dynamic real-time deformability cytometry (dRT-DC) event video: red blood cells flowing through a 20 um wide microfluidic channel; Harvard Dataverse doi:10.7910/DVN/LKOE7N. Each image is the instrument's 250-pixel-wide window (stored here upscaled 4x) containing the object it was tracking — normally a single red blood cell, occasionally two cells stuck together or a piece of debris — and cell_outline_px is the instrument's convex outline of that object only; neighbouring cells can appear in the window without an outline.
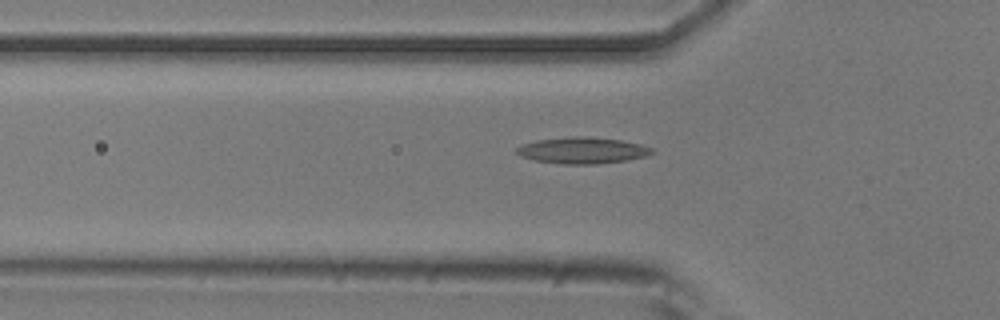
{"species": "common noctule bat (a hibernating species)", "species_latin": "Nyctalus noctula", "temperature_condition": "room temperature", "stored_images_in_passage": 43, "camera_frame_rate_fps": 3000, "um_per_image_px": 0.085, "animal": {"sex": "male", "body_mass_g": 20.5, "forearm_length_mm": 52.5}, "frame": {"image": 1, "passage_image": 13, "time_ms": 4.0, "image_size_px": [1000, 320], "cell_outline_px": [[656, 152], [648, 156], [628, 160], [596, 164], [564, 164], [536, 160], [520, 156], [516, 152], [516, 148], [524, 144], [536, 140], [572, 136], [588, 136], [620, 140], [640, 144], [652, 148]], "centroid_in_image_um": [49.55, 12.78], "position_along_channel_um": 76.3, "area_um2": 20.81}}
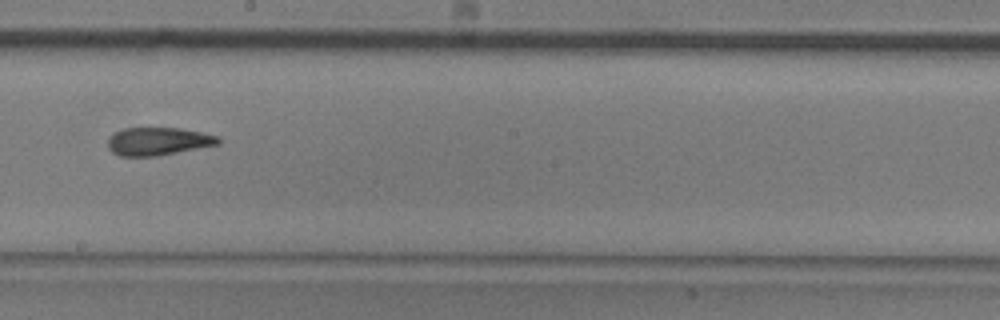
{"frame": {"image": 2, "passage_image": 25, "time_ms": 8.0, "image_size_px": [1000, 320], "cell_outline_px": [[220, 144], [156, 156], [120, 156], [112, 152], [108, 148], [108, 136], [124, 128], [180, 128], [220, 136]], "centroid_in_image_um": [13.43, 12.01], "position_along_channel_um": 234.8, "area_um2": 17.98}}
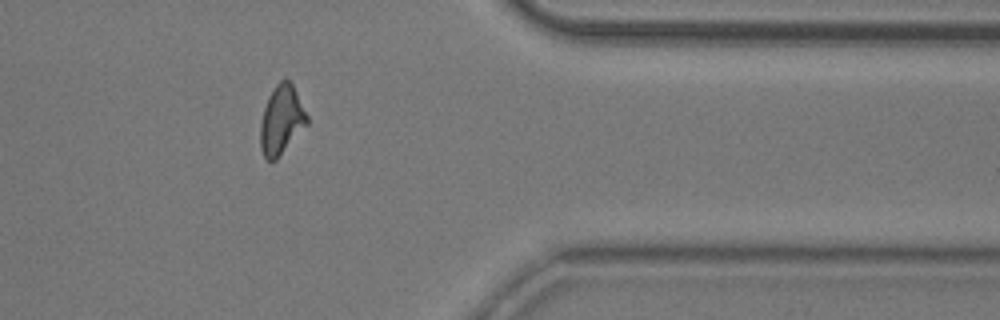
{"frame": {"image": 3, "passage_image": 38, "time_ms": 12.333, "image_size_px": [1000, 320], "cell_outline_px": [[308, 124], [276, 160], [268, 160], [264, 156], [260, 148], [260, 124], [264, 108], [268, 96], [276, 84], [280, 80], [288, 80], [292, 84], [308, 116]], "centroid_in_image_um": [23.92, 10.21], "position_along_channel_um": 387.5, "area_um2": 18.61}, "authors_computed_cell_mechanics": {"area_um2": 18.7272, "velocity_mm_per_s": 3.9361, "shape_relaxation_time_tau1_ms": 8.9048, "shape_relaxation_time_tau2_ms": 4.2126, "deformation_change_tau1": 0.2059, "deformation_change_tau2": 0.1425}}